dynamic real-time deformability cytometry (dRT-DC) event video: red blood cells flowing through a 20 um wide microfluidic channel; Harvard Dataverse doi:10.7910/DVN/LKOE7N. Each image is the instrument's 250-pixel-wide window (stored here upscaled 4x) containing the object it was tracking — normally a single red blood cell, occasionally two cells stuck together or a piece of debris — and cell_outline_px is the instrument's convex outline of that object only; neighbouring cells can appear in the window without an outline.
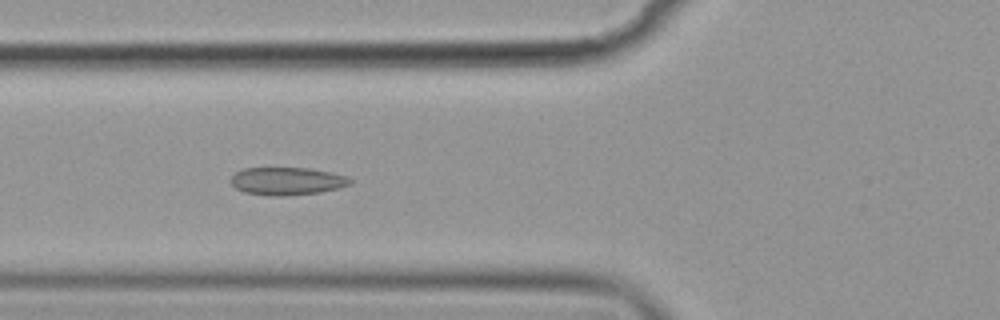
{"species": "common noctule bat (a hibernating species)", "species_latin": "Nyctalus noctula", "temperature_condition": "cold", "stored_images_in_passage": 40, "camera_frame_rate_fps": 3000, "um_per_image_px": 0.085, "animal": {"sex": "female", "body_mass_g": 19.9}, "frame": {"image": 1, "passage_image": 5, "time_ms": 1.333, "image_size_px": [1000, 320], "cell_outline_px": [[352, 184], [320, 192], [288, 196], [268, 196], [244, 192], [236, 188], [228, 180], [236, 172], [244, 168], [308, 168], [348, 176], [352, 180]], "centroid_in_image_um": [24.37, 15.4], "position_along_channel_um": 101.4, "area_um2": 19.36}}
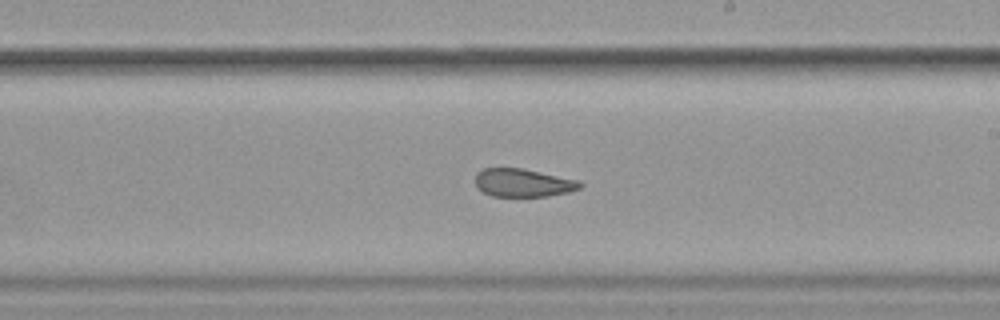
{"frame": {"image": 2, "passage_image": 17, "time_ms": 5.333, "image_size_px": [1000, 320], "cell_outline_px": [[584, 184], [580, 188], [568, 192], [548, 196], [492, 196], [484, 192], [476, 184], [476, 172], [484, 168], [524, 168], [580, 180]], "centroid_in_image_um": [44.51, 15.52], "position_along_channel_um": 244.5, "area_um2": 17.22}}
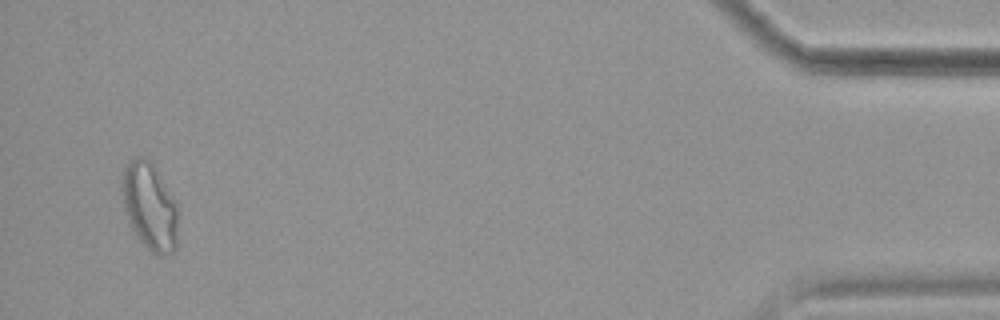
{"frame": {"image": 3, "passage_image": 38, "time_ms": 12.333, "image_size_px": [1000, 320], "cell_outline_px": [[180, 212], [176, 248], [168, 256], [160, 256], [152, 252], [136, 236], [124, 212], [120, 192], [120, 184], [124, 168], [128, 160], [136, 156], [144, 156], [152, 164], [180, 204]], "centroid_in_image_um": [12.75, 17.54], "position_along_channel_um": 422.5, "area_um2": 29.71}, "authors_computed_cell_mechanics": {"area_um2": 19.074, "velocity_mm_per_s": 3.5905, "shape_relaxation_time_tau1_ms": null, "shape_relaxation_time_tau2_ms": 2.3212, "deformation_change_tau1": null, "deformation_change_tau2": 0.08}}